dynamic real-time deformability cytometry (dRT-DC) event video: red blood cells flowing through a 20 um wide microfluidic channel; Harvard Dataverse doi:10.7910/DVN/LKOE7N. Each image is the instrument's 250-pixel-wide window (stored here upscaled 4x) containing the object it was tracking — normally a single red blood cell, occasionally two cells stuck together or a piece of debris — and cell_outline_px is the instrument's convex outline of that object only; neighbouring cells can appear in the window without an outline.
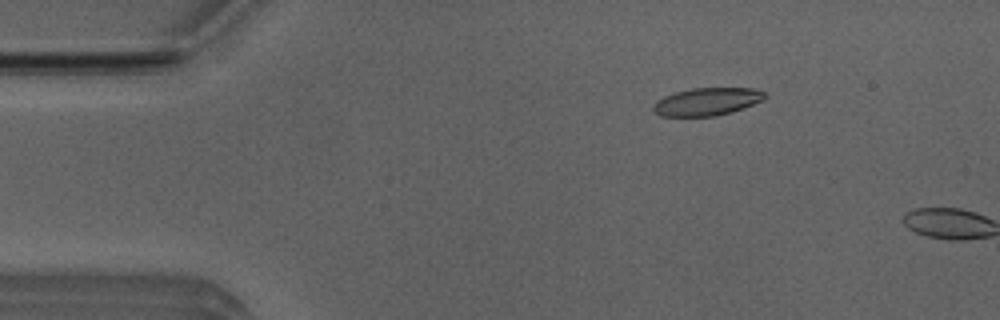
{"species": "Egyptian fruit bat (a non-hibernating species)", "species_latin": "Rousettus aegyptiacus", "temperature_condition": "room temperature", "stored_images_in_passage": 3, "camera_frame_rate_fps": 3000, "um_per_image_px": 0.085, "animal": {"sex": "male"}, "frame": {"image": 1, "passage_image": 2, "time_ms": 0.333, "image_size_px": [1000, 320], "cell_outline_px": [[768, 96], [764, 100], [744, 108], [732, 112], [716, 116], [660, 116], [652, 108], [656, 100], [664, 96], [676, 92], [692, 88], [752, 88], [764, 92]], "centroid_in_image_um": [60.12, 8.64], "position_along_channel_um": 24.9, "area_um2": 18.09}}